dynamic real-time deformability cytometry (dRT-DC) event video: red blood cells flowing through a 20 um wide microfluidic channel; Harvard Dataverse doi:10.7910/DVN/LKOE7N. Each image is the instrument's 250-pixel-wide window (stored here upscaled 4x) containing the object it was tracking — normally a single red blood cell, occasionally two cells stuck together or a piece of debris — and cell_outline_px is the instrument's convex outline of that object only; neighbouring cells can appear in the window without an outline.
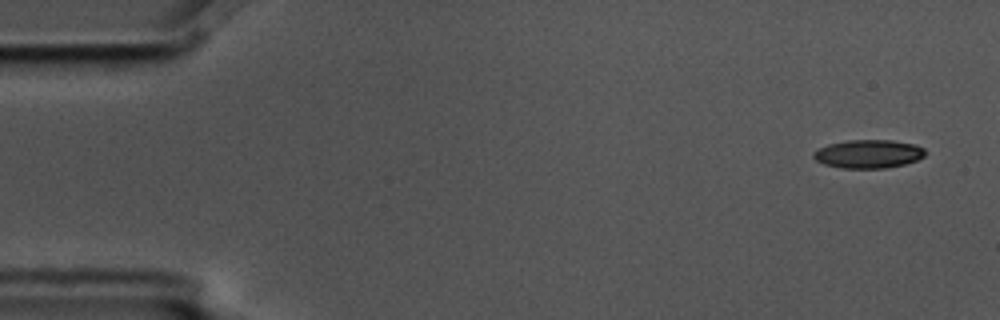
{"species": "common noctule bat (a hibernating species)", "species_latin": "Nyctalus noctula", "temperature_condition": "cold", "stored_images_in_passage": 4, "camera_frame_rate_fps": 3000, "um_per_image_px": 0.085, "animal": {"sex": "male", "body_mass_g": 17.5, "forearm_length_mm": 52.3}, "frame": {"image": 1, "passage_image": 1, "time_ms": 0.0, "image_size_px": [1000, 320], "cell_outline_px": [[924, 156], [916, 160], [904, 164], [884, 168], [840, 168], [824, 164], [816, 160], [812, 156], [812, 152], [828, 144], [848, 140], [892, 140], [912, 144], [924, 148]], "centroid_in_image_um": [73.77, 13.08], "position_along_channel_um": 11.2, "area_um2": 18.38}}
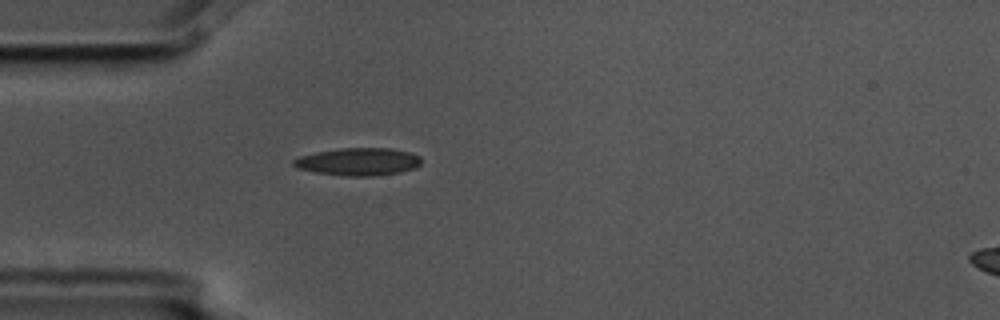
{"frame": {"image": 2, "passage_image": 4, "time_ms": 1.0, "image_size_px": [1000, 320], "cell_outline_px": [[420, 164], [416, 168], [400, 172], [372, 176], [348, 176], [316, 172], [296, 168], [292, 164], [292, 160], [300, 156], [316, 152], [340, 148], [388, 148], [408, 152], [420, 156]], "centroid_in_image_um": [30.44, 13.74], "position_along_channel_um": 54.6, "area_um2": 20.46}}